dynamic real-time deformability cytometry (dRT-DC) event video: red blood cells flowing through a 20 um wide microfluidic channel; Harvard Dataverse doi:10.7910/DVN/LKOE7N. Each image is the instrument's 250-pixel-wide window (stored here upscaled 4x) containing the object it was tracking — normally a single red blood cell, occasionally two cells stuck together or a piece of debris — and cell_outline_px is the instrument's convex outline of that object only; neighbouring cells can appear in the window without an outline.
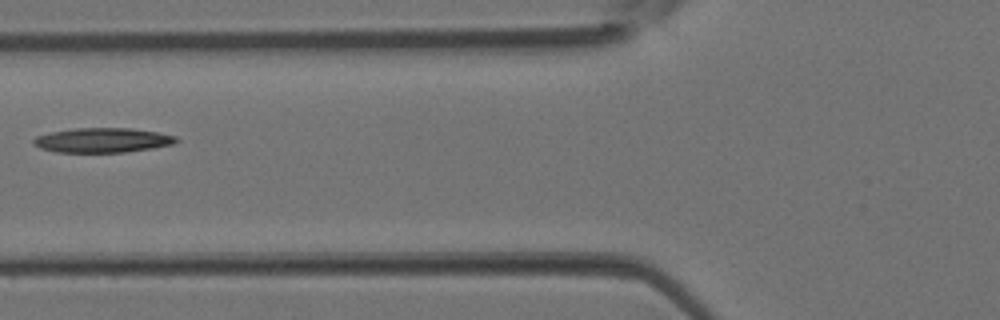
{"species": "Egyptian fruit bat (a non-hibernating species)", "species_latin": "Rousettus aegyptiacus", "temperature_condition": "room temperature", "stored_images_in_passage": 4, "camera_frame_rate_fps": 3000, "um_per_image_px": 0.085, "animal": {"sex": "female"}, "frame": {"image": 1, "passage_image": 4, "time_ms": 1.0, "image_size_px": [1000, 320], "cell_outline_px": [[180, 140], [172, 144], [152, 148], [124, 152], [56, 152], [40, 148], [32, 144], [32, 140], [36, 136], [52, 132], [76, 128], [132, 128], [156, 132], [176, 136]], "centroid_in_image_um": [8.7, 11.92], "position_along_channel_um": 117.1, "area_um2": 20.4}}